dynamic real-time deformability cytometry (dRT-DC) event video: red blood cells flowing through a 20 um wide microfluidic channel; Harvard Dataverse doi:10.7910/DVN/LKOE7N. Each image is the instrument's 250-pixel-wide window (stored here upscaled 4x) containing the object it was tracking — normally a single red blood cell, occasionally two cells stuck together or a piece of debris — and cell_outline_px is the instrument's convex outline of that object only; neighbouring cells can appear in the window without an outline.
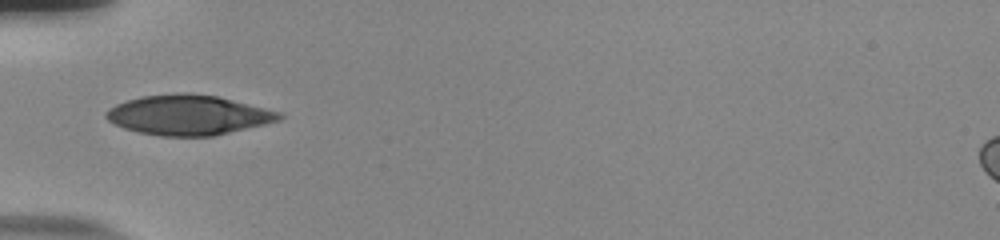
{"species": "human", "species_latin": "Homo sapiens", "temperature_condition": "room temperature", "stored_images_in_passage": 36, "camera_frame_rate_fps": 3000, "um_per_image_px": 0.085, "donor": {"sex": "male"}, "frame": {"image": 1, "passage_image": 1, "time_ms": 0.0, "image_size_px": [1000, 240], "cell_outline_px": [[284, 116], [280, 120], [264, 124], [212, 136], [160, 136], [136, 132], [124, 128], [108, 120], [104, 116], [104, 112], [108, 108], [116, 104], [140, 96], [176, 92], [188, 92], [216, 96], [284, 112]], "centroid_in_image_um": [15.99, 9.76], "position_along_channel_um": 69.0, "area_um2": 40.52}}
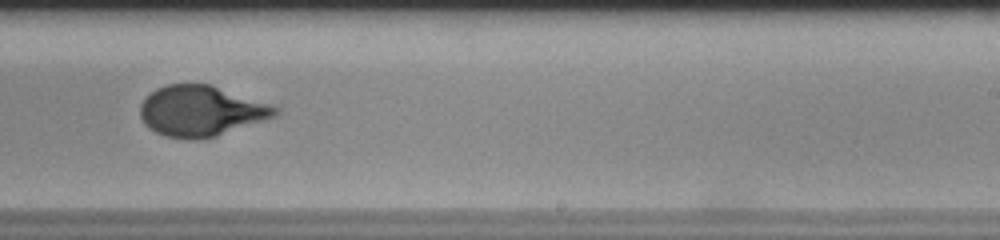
{"frame": {"image": 2, "passage_image": 17, "time_ms": 5.333, "image_size_px": [1000, 240], "cell_outline_px": [[280, 112], [276, 116], [216, 136], [192, 140], [188, 140], [168, 136], [156, 132], [148, 128], [144, 124], [140, 116], [140, 104], [156, 88], [168, 84], [212, 84], [280, 108]], "centroid_in_image_um": [17.08, 9.43], "position_along_channel_um": 271.9, "area_um2": 39.65}}
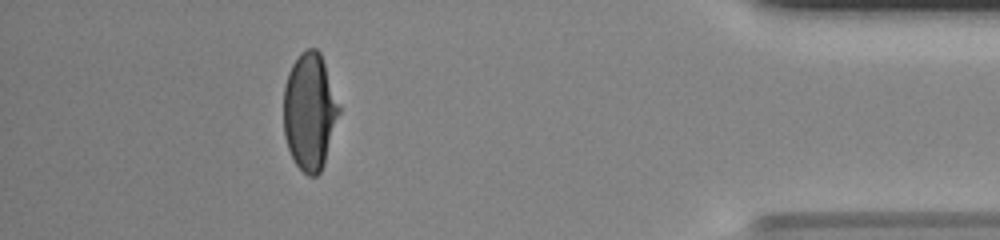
{"frame": {"image": 3, "passage_image": 31, "time_ms": 10.0, "image_size_px": [1000, 240], "cell_outline_px": [[340, 112], [324, 164], [320, 172], [316, 176], [308, 176], [296, 164], [288, 148], [284, 136], [284, 84], [288, 72], [292, 64], [300, 52], [308, 48], [316, 48], [320, 52], [340, 108]], "centroid_in_image_um": [26.31, 9.47], "position_along_channel_um": 408.9, "area_um2": 37.63}, "authors_computed_cell_mechanics": {"area_um2": 40.0265, "velocity_mm_per_s": 3.8258, "shape_relaxation_time_tau1_ms": 7.2805, "shape_relaxation_time_tau2_ms": null, "deformation_change_tau1": 0.2528, "deformation_change_tau2": null}}